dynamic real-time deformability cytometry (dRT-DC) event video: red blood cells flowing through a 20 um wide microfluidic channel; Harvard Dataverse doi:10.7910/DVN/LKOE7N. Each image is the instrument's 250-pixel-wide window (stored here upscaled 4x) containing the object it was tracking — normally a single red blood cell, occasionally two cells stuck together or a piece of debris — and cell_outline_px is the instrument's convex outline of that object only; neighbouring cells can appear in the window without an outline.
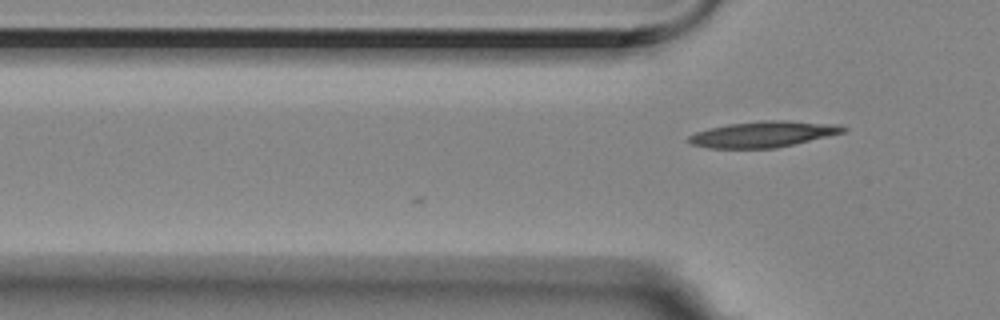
{"species": "Egyptian fruit bat (a non-hibernating species)", "species_latin": "Rousettus aegyptiacus", "temperature_condition": "room temperature", "stored_images_in_passage": 2, "camera_frame_rate_fps": 3000, "um_per_image_px": 0.085, "animal": {"sex": "female"}, "frame": {"image": 1, "passage_image": 2, "time_ms": 0.333, "image_size_px": [1000, 320], "cell_outline_px": [[848, 128], [844, 132], [796, 144], [776, 148], [708, 148], [688, 144], [684, 140], [688, 136], [696, 132], [708, 128], [728, 124], [760, 120], [788, 120], [840, 124]], "centroid_in_image_um": [64.84, 11.4], "position_along_channel_um": 61.0, "area_um2": 23.81}}